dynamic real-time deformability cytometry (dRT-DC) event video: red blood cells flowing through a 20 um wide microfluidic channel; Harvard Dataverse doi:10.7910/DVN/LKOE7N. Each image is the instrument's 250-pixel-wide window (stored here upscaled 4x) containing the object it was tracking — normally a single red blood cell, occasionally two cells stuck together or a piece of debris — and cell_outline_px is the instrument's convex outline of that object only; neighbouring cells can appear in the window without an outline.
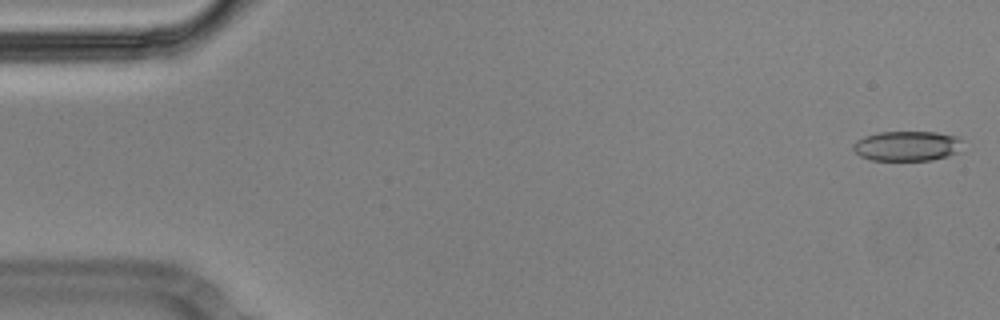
{"species": "Egyptian fruit bat (a non-hibernating species)", "species_latin": "Rousettus aegyptiacus", "temperature_condition": "cold", "stored_images_in_passage": 56, "camera_frame_rate_fps": 3000, "um_per_image_px": 0.085, "animal": {"sex": "male"}, "frame": {"image": 1, "passage_image": 2, "time_ms": 0.333, "image_size_px": [1000, 320], "cell_outline_px": [[960, 140], [956, 152], [932, 160], [872, 160], [860, 156], [852, 148], [852, 144], [856, 140], [864, 136], [880, 132], [936, 132], [956, 136]], "centroid_in_image_um": [77.0, 12.4], "position_along_channel_um": 8.0, "area_um2": 18.79}}
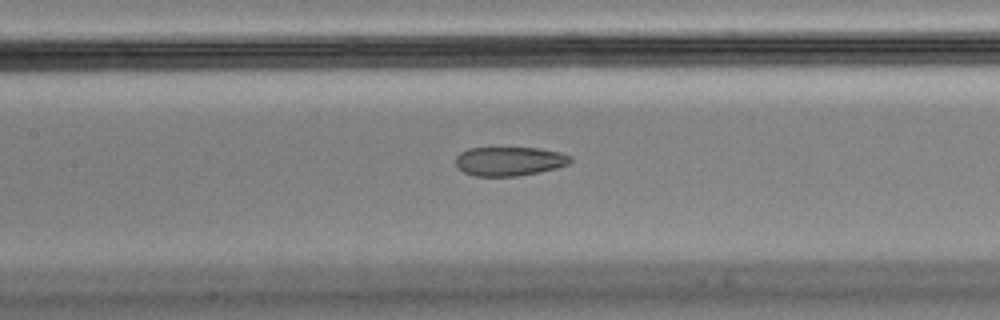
{"frame": {"image": 2, "passage_image": 26, "time_ms": 8.333, "image_size_px": [1000, 320], "cell_outline_px": [[572, 160], [568, 164], [556, 168], [516, 176], [476, 176], [464, 172], [456, 164], [456, 156], [460, 152], [468, 148], [540, 148], [560, 152], [572, 156]], "centroid_in_image_um": [43.3, 13.69], "position_along_channel_um": 164.1, "area_um2": 19.31}}
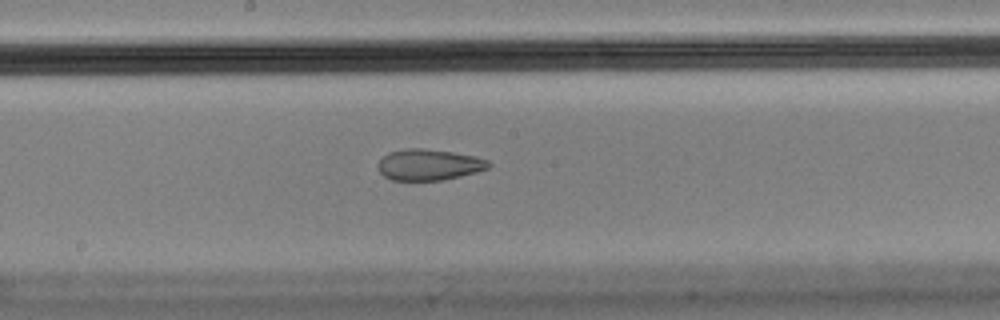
{"frame": {"image": 3, "passage_image": 30, "time_ms": 9.667, "image_size_px": [1000, 320], "cell_outline_px": [[492, 164], [488, 168], [476, 172], [444, 180], [392, 180], [384, 176], [380, 172], [376, 164], [388, 152], [404, 148], [420, 148], [452, 152], [476, 156], [488, 160]], "centroid_in_image_um": [36.45, 13.99], "position_along_channel_um": 211.8, "area_um2": 20.11}, "authors_computed_cell_mechanics": {"area_um2": 20.7791, "velocity_mm_per_s": 3.5846, "shape_relaxation_time_tau1_ms": null, "shape_relaxation_time_tau2_ms": 2.121, "deformation_change_tau1": null, "deformation_change_tau2": 0.0801}}